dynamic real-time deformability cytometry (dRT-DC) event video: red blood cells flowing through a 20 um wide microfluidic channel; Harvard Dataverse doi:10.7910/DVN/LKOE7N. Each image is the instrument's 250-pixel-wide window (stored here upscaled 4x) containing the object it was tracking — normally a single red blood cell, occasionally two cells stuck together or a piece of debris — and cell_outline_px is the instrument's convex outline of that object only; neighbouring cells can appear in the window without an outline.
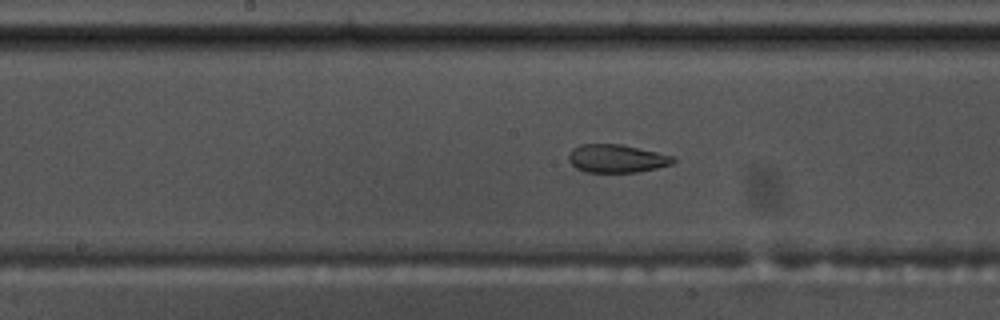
{"species": "common noctule bat (a hibernating species)", "species_latin": "Nyctalus noctula", "temperature_condition": "warm", "stored_images_in_passage": 57, "camera_frame_rate_fps": 3000, "um_per_image_px": 0.085, "animal": {"sex": "male", "body_mass_g": 17.5, "forearm_length_mm": 52.3}, "frame": {"image": 1, "passage_image": 29, "time_ms": 9.333, "image_size_px": [1000, 320], "cell_outline_px": [[676, 160], [672, 164], [656, 168], [636, 172], [584, 172], [576, 168], [568, 160], [568, 156], [572, 148], [580, 144], [620, 144], [676, 156]], "centroid_in_image_um": [52.41, 13.47], "position_along_channel_um": 195.8, "area_um2": 17.22}}
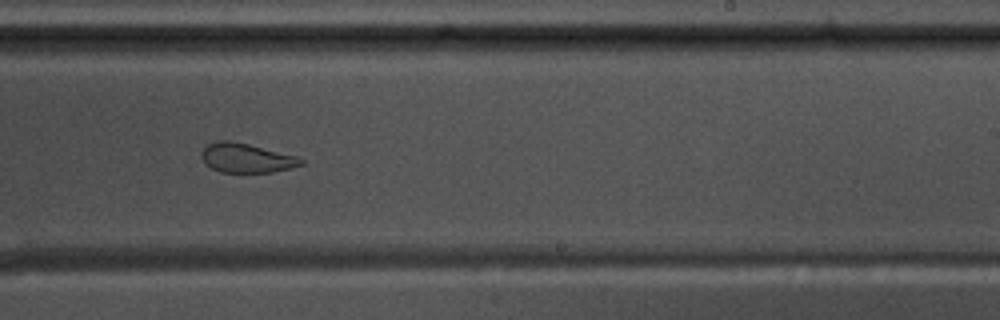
{"frame": {"image": 2, "passage_image": 35, "time_ms": 11.333, "image_size_px": [1000, 320], "cell_outline_px": [[304, 164], [272, 172], [220, 172], [212, 168], [200, 156], [200, 152], [208, 144], [220, 140], [228, 140], [248, 144], [296, 156], [304, 160]], "centroid_in_image_um": [20.93, 13.43], "position_along_channel_um": 268.1, "area_um2": 16.7}}
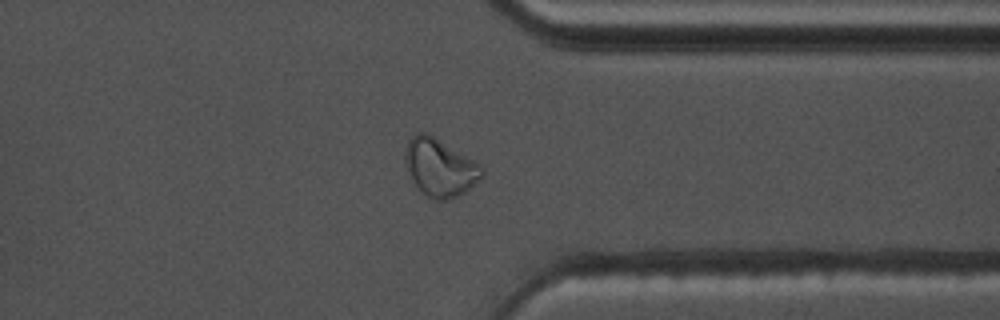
{"frame": {"image": 3, "passage_image": 44, "time_ms": 14.333, "image_size_px": [1000, 320], "cell_outline_px": [[484, 176], [480, 180], [464, 192], [448, 200], [436, 200], [420, 192], [408, 172], [404, 156], [408, 140], [416, 132], [428, 132], [480, 164], [484, 168]], "centroid_in_image_um": [37.39, 14.23], "position_along_channel_um": 374.0, "area_um2": 25.84}}